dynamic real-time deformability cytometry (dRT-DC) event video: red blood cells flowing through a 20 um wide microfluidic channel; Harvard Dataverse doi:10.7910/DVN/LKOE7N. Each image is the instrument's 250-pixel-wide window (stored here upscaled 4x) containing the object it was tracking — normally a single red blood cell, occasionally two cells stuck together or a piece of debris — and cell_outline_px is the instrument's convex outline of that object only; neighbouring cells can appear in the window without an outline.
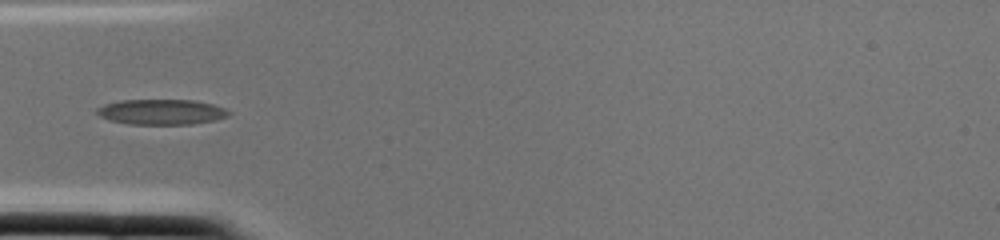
{"species": "common noctule bat (a hibernating species)", "species_latin": "Nyctalus noctula", "temperature_condition": "cold", "stored_images_in_passage": 2, "camera_frame_rate_fps": 3000, "um_per_image_px": 0.085, "animal": {"sex": "female", "body_mass_g": 22.0, "forearm_length_mm": 56.7}, "frame": {"image": 1, "passage_image": 2, "time_ms": 0.333, "image_size_px": [1000, 240], "cell_outline_px": [[232, 112], [228, 116], [216, 120], [192, 124], [128, 124], [108, 120], [100, 116], [96, 112], [96, 108], [104, 104], [120, 100], [192, 100], [212, 104], [224, 108]], "centroid_in_image_um": [13.71, 9.51], "position_along_channel_um": 71.3, "area_um2": 19.54}}